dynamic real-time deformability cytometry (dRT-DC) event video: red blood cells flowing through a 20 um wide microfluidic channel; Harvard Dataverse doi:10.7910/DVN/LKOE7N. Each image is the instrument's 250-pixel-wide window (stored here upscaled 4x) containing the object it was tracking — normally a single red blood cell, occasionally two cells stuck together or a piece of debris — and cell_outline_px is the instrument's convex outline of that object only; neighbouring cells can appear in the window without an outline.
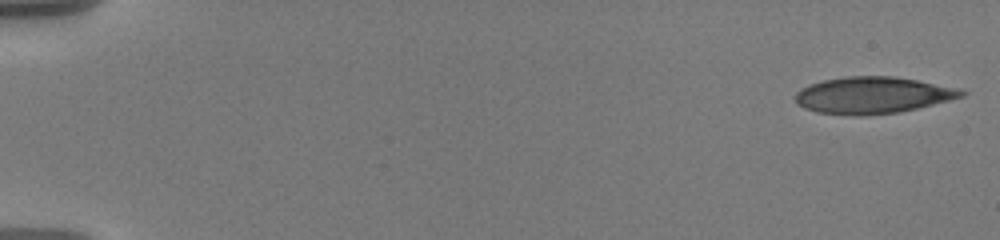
{"species": "human", "species_latin": "Homo sapiens", "temperature_condition": "warm", "stored_images_in_passage": 56, "camera_frame_rate_fps": 3000, "um_per_image_px": 0.085, "donor": {"sex": "male"}, "frame": {"image": 1, "passage_image": 1, "time_ms": 0.0, "image_size_px": [1000, 240], "cell_outline_px": [[968, 92], [964, 96], [916, 108], [896, 112], [816, 112], [804, 108], [796, 100], [796, 92], [800, 88], [808, 84], [824, 80], [844, 76], [892, 76], [916, 80], [952, 88]], "centroid_in_image_um": [74.14, 8.03], "position_along_channel_um": 10.9, "area_um2": 33.81}}
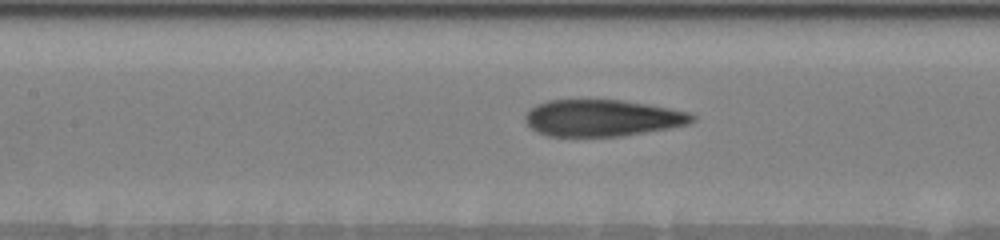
{"frame": {"image": 2, "passage_image": 27, "time_ms": 8.667, "image_size_px": [1000, 240], "cell_outline_px": [[696, 120], [688, 124], [668, 128], [620, 136], [548, 136], [532, 128], [524, 120], [524, 116], [536, 104], [548, 100], [620, 100], [648, 104], [688, 112], [696, 116]], "centroid_in_image_um": [51.2, 10.02], "position_along_channel_um": 156.2, "area_um2": 35.37}}
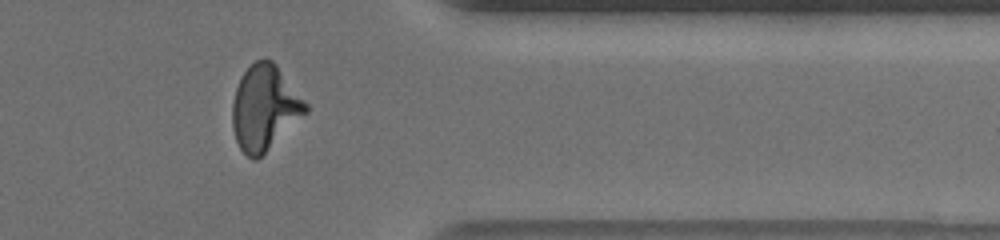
{"frame": {"image": 3, "passage_image": 47, "time_ms": 15.333, "image_size_px": [1000, 240], "cell_outline_px": [[308, 112], [256, 160], [252, 160], [240, 148], [236, 140], [232, 128], [232, 104], [236, 88], [244, 72], [256, 60], [272, 60], [276, 64], [308, 104]], "centroid_in_image_um": [22.49, 9.17], "position_along_channel_um": 388.9, "area_um2": 35.84}}